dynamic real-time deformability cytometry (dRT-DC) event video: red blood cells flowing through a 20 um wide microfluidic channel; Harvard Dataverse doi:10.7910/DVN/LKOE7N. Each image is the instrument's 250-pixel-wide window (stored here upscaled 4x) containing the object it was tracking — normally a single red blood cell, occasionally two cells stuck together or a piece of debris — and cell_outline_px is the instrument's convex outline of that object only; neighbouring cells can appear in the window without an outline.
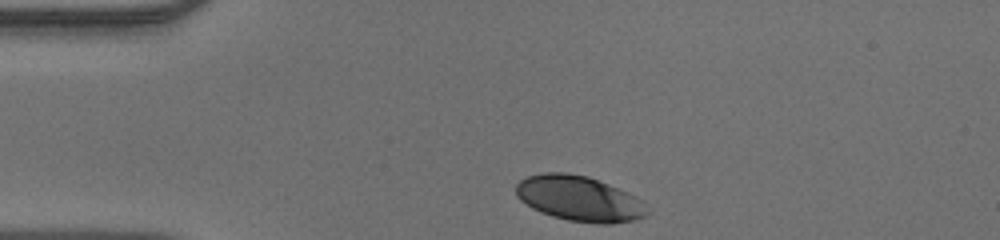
{"species": "human", "species_latin": "Homo sapiens", "temperature_condition": "warm", "stored_images_in_passage": 31, "camera_frame_rate_fps": 3000, "um_per_image_px": 0.085, "donor": {"sex": "male"}, "frame": {"image": 1, "passage_image": 1, "time_ms": 0.0, "image_size_px": [1000, 240], "cell_outline_px": [[648, 212], [644, 216], [632, 220], [612, 224], [600, 224], [568, 220], [552, 216], [540, 212], [532, 208], [520, 200], [516, 196], [516, 184], [520, 180], [528, 176], [544, 172], [568, 172], [588, 176], [608, 184], [636, 196], [640, 200]], "centroid_in_image_um": [49.19, 16.87], "position_along_channel_um": 35.8, "area_um2": 34.51}}
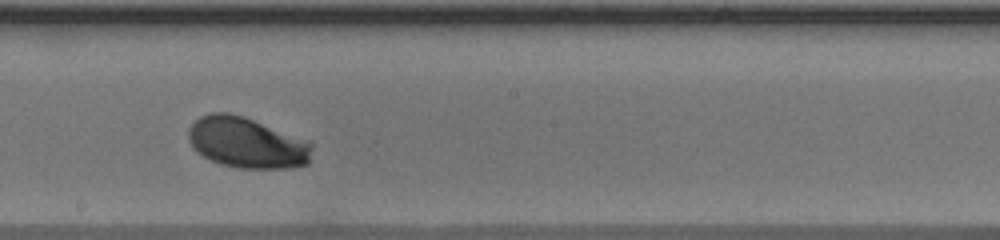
{"frame": {"image": 2, "passage_image": 18, "time_ms": 5.667, "image_size_px": [1000, 240], "cell_outline_px": [[312, 148], [308, 164], [292, 168], [240, 168], [220, 164], [196, 152], [188, 140], [188, 128], [200, 116], [212, 112], [228, 112], [244, 116], [312, 144]], "centroid_in_image_um": [20.92, 12.14], "position_along_channel_um": 227.3, "area_um2": 36.18}}
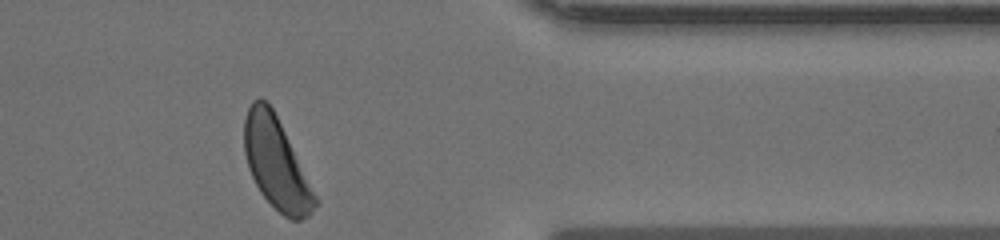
{"frame": {"image": 3, "passage_image": 31, "time_ms": 10.0, "image_size_px": [1000, 240], "cell_outline_px": [[320, 204], [308, 216], [300, 220], [292, 220], [284, 216], [260, 192], [248, 168], [244, 152], [244, 120], [248, 108], [252, 100], [260, 96], [268, 100], [320, 200]], "centroid_in_image_um": [23.5, 13.88], "position_along_channel_um": 387.9, "area_um2": 37.74}}